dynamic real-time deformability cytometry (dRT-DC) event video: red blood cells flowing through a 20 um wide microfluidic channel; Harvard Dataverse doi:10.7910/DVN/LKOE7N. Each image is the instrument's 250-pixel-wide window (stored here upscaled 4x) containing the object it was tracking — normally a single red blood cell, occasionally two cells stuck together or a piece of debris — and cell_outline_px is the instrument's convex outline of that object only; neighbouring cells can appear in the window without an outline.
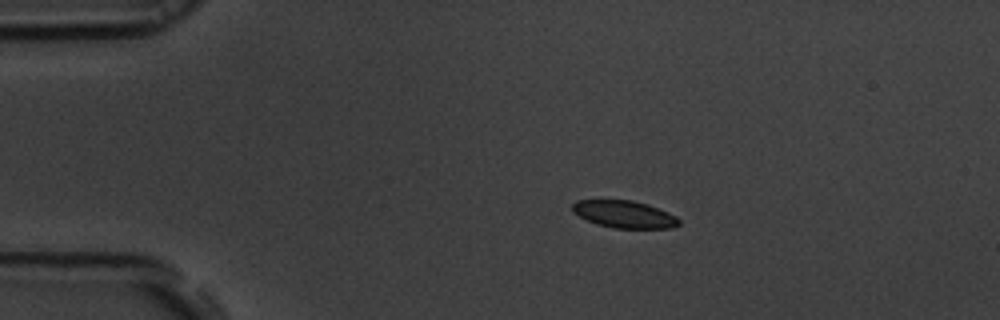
{"species": "common noctule bat (a hibernating species)", "species_latin": "Nyctalus noctula", "temperature_condition": "room temperature", "stored_images_in_passage": 45, "camera_frame_rate_fps": 3000, "um_per_image_px": 0.085, "animal": {"sex": "male", "body_mass_g": 19.5, "forearm_length_mm": 54.6}, "frame": {"image": 1, "passage_image": 1, "time_ms": 0.0, "image_size_px": [1000, 320], "cell_outline_px": [[680, 224], [672, 228], [612, 228], [596, 224], [572, 212], [572, 204], [576, 200], [632, 200], [648, 204], [668, 212], [676, 216], [680, 220]], "centroid_in_image_um": [53.07, 18.21], "position_along_channel_um": 31.9, "area_um2": 16.99}}
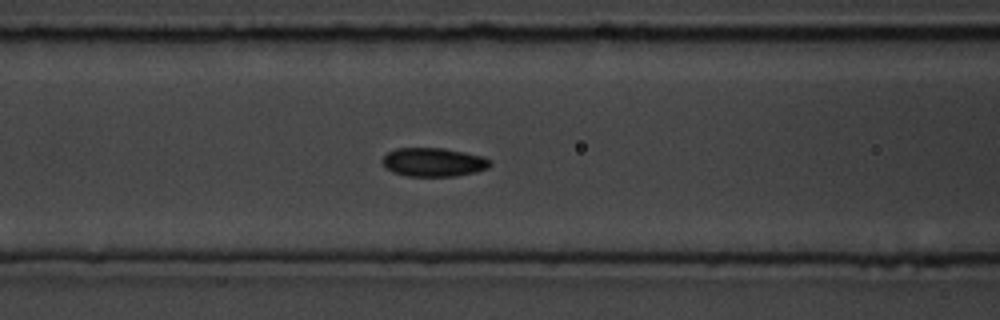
{"frame": {"image": 2, "passage_image": 13, "time_ms": 4.0, "image_size_px": [1000, 320], "cell_outline_px": [[492, 164], [488, 168], [476, 172], [456, 176], [408, 176], [392, 172], [384, 168], [384, 156], [388, 152], [396, 148], [444, 148], [484, 156]], "centroid_in_image_um": [36.86, 13.79], "position_along_channel_um": 129.7, "area_um2": 18.03}}
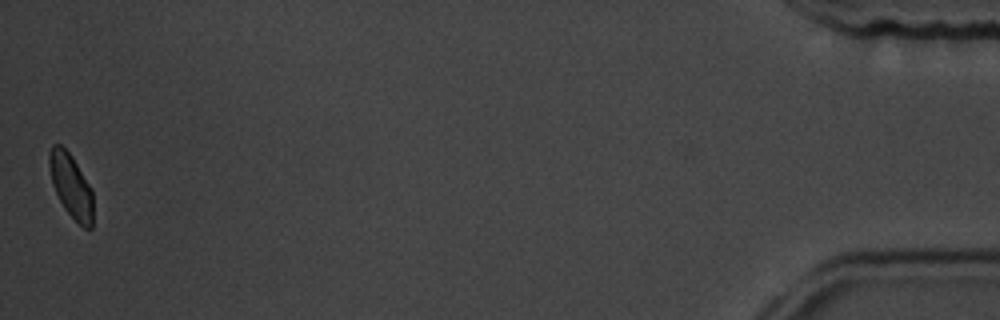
{"frame": {"image": 3, "passage_image": 45, "time_ms": 14.667, "image_size_px": [1000, 320], "cell_outline_px": [[92, 228], [84, 228], [64, 208], [52, 184], [48, 164], [48, 152], [52, 144], [60, 144], [72, 156], [92, 188]], "centroid_in_image_um": [6.02, 15.74], "position_along_channel_um": 429.2, "area_um2": 16.24}, "authors_computed_cell_mechanics": {"area_um2": 17.7446, "velocity_mm_per_s": 3.7005, "shape_relaxation_time_tau1_ms": 3.5616, "shape_relaxation_time_tau2_ms": 2.5723, "deformation_change_tau1": 0.0572, "deformation_change_tau2": 0.049}}